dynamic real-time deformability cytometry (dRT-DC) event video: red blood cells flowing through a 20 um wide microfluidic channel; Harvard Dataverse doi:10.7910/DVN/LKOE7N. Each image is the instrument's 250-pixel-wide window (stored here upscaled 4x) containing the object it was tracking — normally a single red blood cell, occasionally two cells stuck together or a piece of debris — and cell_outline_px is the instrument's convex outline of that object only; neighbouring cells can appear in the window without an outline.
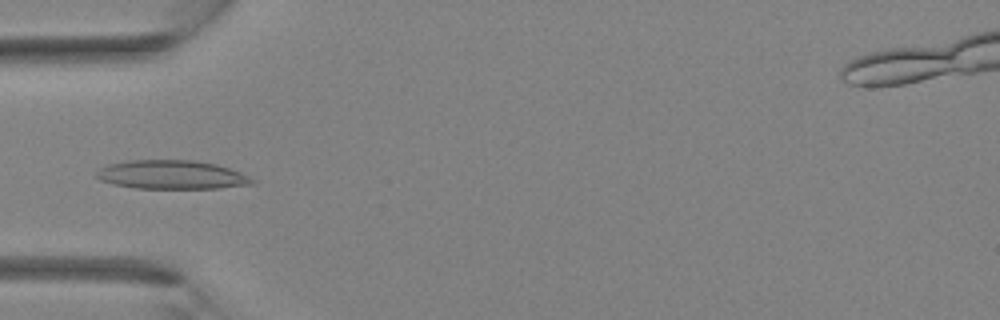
{"species": "Egyptian fruit bat (a non-hibernating species)", "species_latin": "Rousettus aegyptiacus", "temperature_condition": "room temperature", "stored_images_in_passage": 36, "camera_frame_rate_fps": 3000, "um_per_image_px": 0.085, "animal": {"sex": "female"}, "frame": {"image": 1, "passage_image": 11, "time_ms": 3.333, "image_size_px": [1000, 320], "cell_outline_px": [[256, 184], [220, 188], [136, 188], [112, 184], [100, 180], [96, 176], [96, 172], [100, 168], [108, 164], [128, 160], [196, 160], [216, 164], [240, 172], [256, 180]], "centroid_in_image_um": [14.6, 14.85], "position_along_channel_um": 70.4, "area_um2": 26.24}}
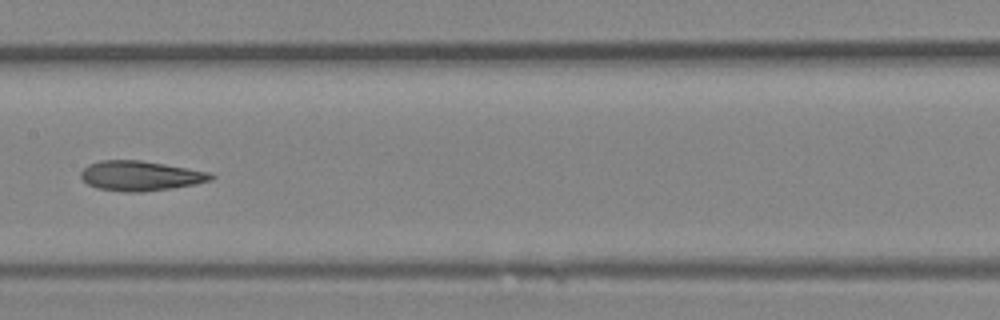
{"frame": {"image": 2, "passage_image": 18, "time_ms": 5.667, "image_size_px": [1000, 320], "cell_outline_px": [[216, 176], [212, 180], [196, 184], [172, 188], [144, 192], [124, 192], [96, 188], [88, 184], [80, 176], [80, 172], [88, 164], [100, 160], [140, 160], [212, 172]], "centroid_in_image_um": [11.96, 14.95], "position_along_channel_um": 195.4, "area_um2": 22.83}}
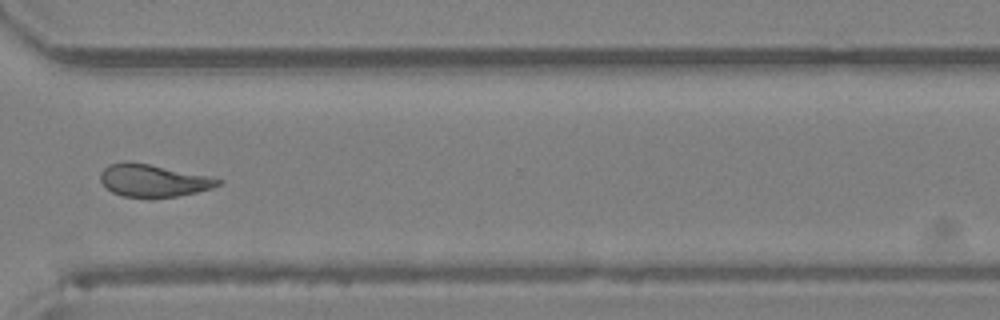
{"frame": {"image": 3, "passage_image": 27, "time_ms": 8.667, "image_size_px": [1000, 320], "cell_outline_px": [[224, 180], [220, 184], [212, 188], [196, 192], [176, 196], [124, 196], [112, 192], [100, 180], [100, 172], [108, 164], [124, 160], [148, 164], [212, 176]], "centroid_in_image_um": [13.04, 15.31], "position_along_channel_um": 357.6, "area_um2": 22.02}}